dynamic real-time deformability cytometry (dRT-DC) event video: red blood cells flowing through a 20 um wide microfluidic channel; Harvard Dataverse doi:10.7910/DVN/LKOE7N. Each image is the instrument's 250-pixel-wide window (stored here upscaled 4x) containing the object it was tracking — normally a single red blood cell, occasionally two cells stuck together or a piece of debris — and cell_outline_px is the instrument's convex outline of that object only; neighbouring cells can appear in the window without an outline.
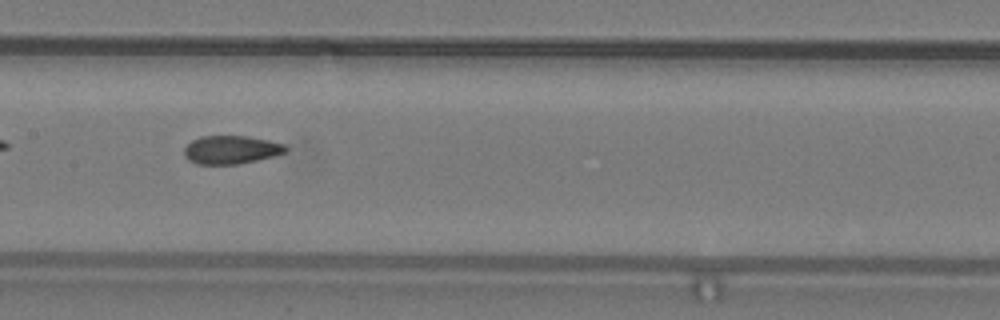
{"species": "common noctule bat (a hibernating species)", "species_latin": "Nyctalus noctula", "temperature_condition": "warm", "stored_images_in_passage": 37, "camera_frame_rate_fps": 3000, "um_per_image_px": 0.085, "animal": {"sex": "male", "body_mass_g": 19.2, "forearm_length_mm": 51.8}, "frame": {"image": 1, "passage_image": 11, "time_ms": 3.333, "image_size_px": [1000, 320], "cell_outline_px": [[288, 152], [256, 160], [236, 164], [196, 164], [188, 160], [184, 156], [184, 148], [192, 140], [200, 136], [248, 136], [268, 140], [284, 144], [288, 148]], "centroid_in_image_um": [19.63, 12.72], "position_along_channel_um": 187.8, "area_um2": 16.76}}
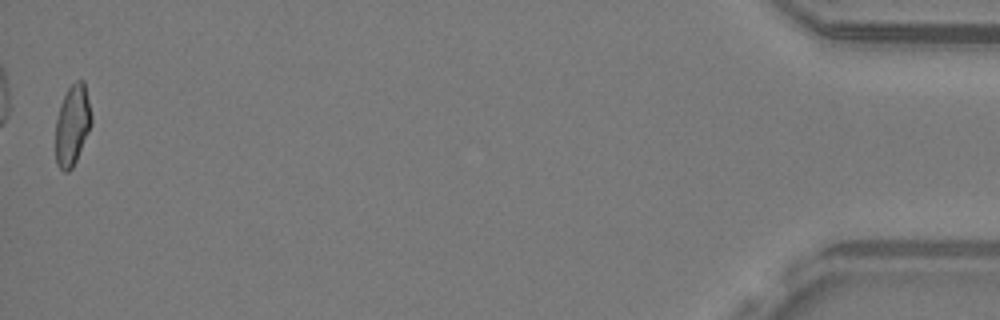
{"frame": {"image": 2, "passage_image": 37, "time_ms": 12.0, "image_size_px": [1000, 320], "cell_outline_px": [[92, 124], [76, 160], [72, 168], [68, 172], [64, 172], [56, 164], [56, 120], [60, 104], [68, 88], [76, 80], [84, 80], [92, 116]], "centroid_in_image_um": [6.15, 10.63], "position_along_channel_um": 429.0, "area_um2": 16.82}, "authors_computed_cell_mechanics": {"area_um2": 17.2244, "velocity_mm_per_s": 3.8804, "shape_relaxation_time_tau1_ms": null, "shape_relaxation_time_tau2_ms": 1.0851, "deformation_change_tau1": null, "deformation_change_tau2": 0.07}}